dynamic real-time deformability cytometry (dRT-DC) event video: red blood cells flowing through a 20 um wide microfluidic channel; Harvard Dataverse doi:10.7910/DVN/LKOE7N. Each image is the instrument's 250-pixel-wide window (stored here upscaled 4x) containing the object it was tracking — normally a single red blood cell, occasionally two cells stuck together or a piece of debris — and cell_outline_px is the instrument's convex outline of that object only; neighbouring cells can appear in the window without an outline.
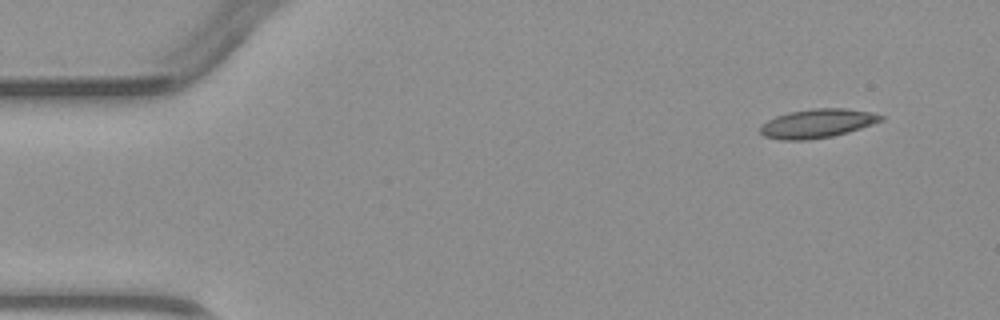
{"species": "common noctule bat (a hibernating species)", "species_latin": "Nyctalus noctula", "temperature_condition": "warm", "stored_images_in_passage": 3, "camera_frame_rate_fps": 3000, "um_per_image_px": 0.085, "animal": {"sex": "male", "body_mass_g": 23.1, "forearm_length_mm": 52.7}, "frame": {"image": 1, "passage_image": 1, "time_ms": 0.0, "image_size_px": [1000, 320], "cell_outline_px": [[884, 120], [848, 132], [832, 136], [808, 140], [780, 140], [764, 136], [760, 132], [760, 124], [776, 116], [788, 112], [812, 108], [844, 108], [872, 112], [884, 116]], "centroid_in_image_um": [69.45, 10.49], "position_along_channel_um": 15.5, "area_um2": 20.4}}